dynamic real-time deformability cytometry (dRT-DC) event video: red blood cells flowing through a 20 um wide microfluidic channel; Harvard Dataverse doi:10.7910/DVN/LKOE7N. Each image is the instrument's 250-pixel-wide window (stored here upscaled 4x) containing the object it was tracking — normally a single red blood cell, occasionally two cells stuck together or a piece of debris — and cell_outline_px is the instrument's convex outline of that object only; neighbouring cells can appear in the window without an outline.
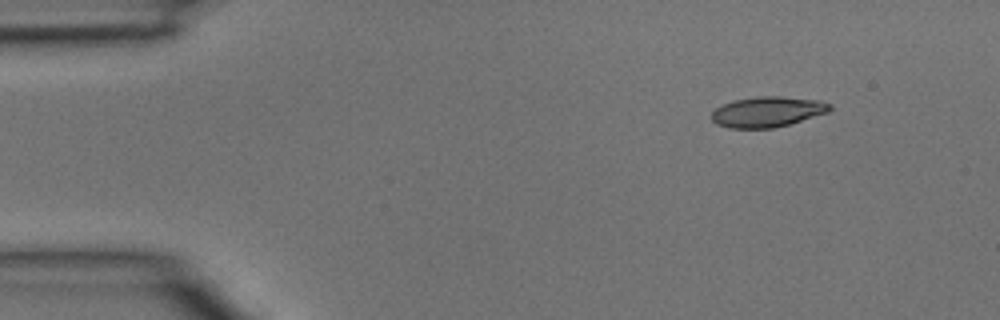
{"species": "common noctule bat (a hibernating species)", "species_latin": "Nyctalus noctula", "temperature_condition": "room temperature", "stored_images_in_passage": 4, "camera_frame_rate_fps": 3000, "um_per_image_px": 0.085, "animal": {"sex": "male", "body_mass_g": 15.6}, "frame": {"image": 1, "passage_image": 1, "time_ms": 0.0, "image_size_px": [1000, 320], "cell_outline_px": [[832, 108], [828, 112], [788, 124], [772, 128], [728, 128], [716, 124], [712, 120], [712, 112], [716, 108], [732, 100], [756, 96], [780, 96], [820, 100], [832, 104]], "centroid_in_image_um": [65.23, 9.49], "position_along_channel_um": 19.8, "area_um2": 20.98}}
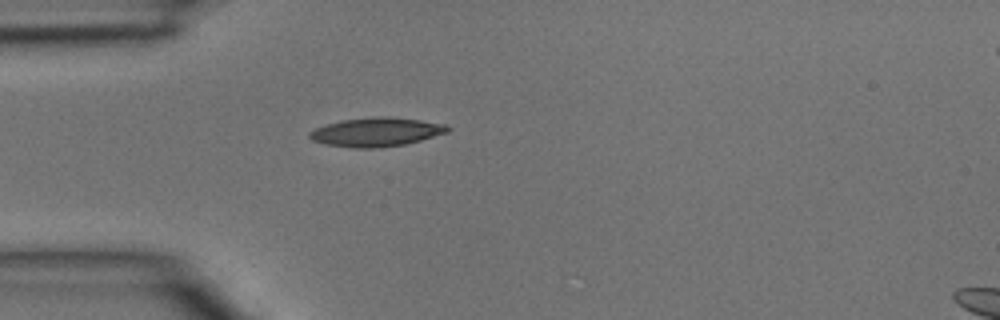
{"frame": {"image": 2, "passage_image": 3, "time_ms": 0.667, "image_size_px": [1000, 320], "cell_outline_px": [[452, 128], [448, 132], [420, 140], [404, 144], [376, 148], [352, 148], [324, 144], [312, 140], [308, 136], [308, 132], [316, 128], [328, 124], [344, 120], [380, 116], [388, 116], [420, 120], [448, 124]], "centroid_in_image_um": [32.01, 11.22], "position_along_channel_um": 53.0, "area_um2": 23.18}}